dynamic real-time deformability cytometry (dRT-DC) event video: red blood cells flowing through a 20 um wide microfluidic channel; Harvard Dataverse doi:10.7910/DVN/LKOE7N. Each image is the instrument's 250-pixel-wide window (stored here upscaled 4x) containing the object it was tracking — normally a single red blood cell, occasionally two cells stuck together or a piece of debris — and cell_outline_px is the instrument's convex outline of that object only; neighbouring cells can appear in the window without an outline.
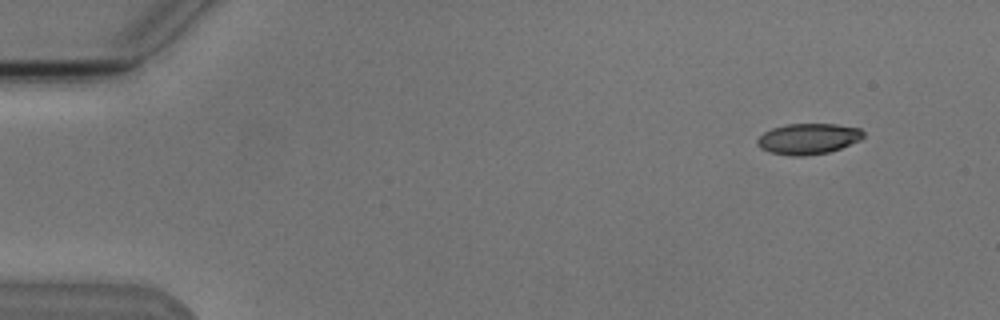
{"species": "Egyptian fruit bat (a non-hibernating species)", "species_latin": "Rousettus aegyptiacus", "temperature_condition": "cold", "stored_images_in_passage": 5, "camera_frame_rate_fps": 3000, "um_per_image_px": 0.085, "animal": {"sex": "male"}, "frame": {"image": 1, "passage_image": 1, "time_ms": 0.0, "image_size_px": [1000, 320], "cell_outline_px": [[864, 136], [860, 140], [840, 148], [828, 152], [804, 156], [792, 156], [768, 152], [760, 148], [756, 144], [756, 140], [764, 132], [772, 128], [788, 124], [836, 124], [860, 128], [864, 132]], "centroid_in_image_um": [68.68, 11.8], "position_along_channel_um": 16.3, "area_um2": 19.07}}